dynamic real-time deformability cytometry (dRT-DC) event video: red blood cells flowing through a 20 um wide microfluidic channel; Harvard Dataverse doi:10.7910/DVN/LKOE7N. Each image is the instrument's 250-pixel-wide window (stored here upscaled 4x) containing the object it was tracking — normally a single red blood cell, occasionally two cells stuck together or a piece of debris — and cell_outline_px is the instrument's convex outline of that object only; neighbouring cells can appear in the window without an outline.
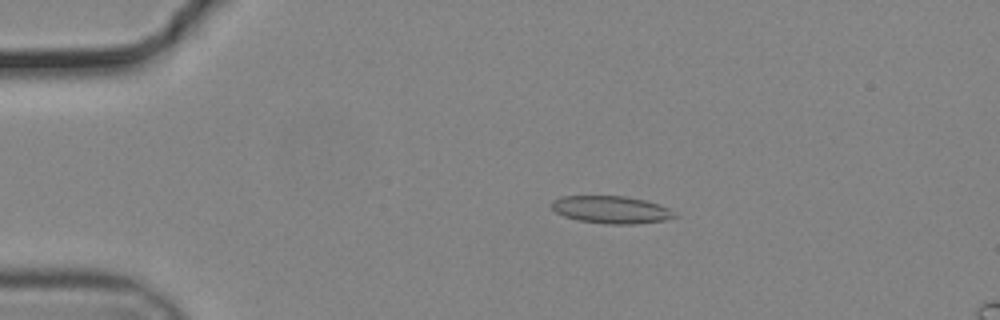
{"species": "common noctule bat (a hibernating species)", "species_latin": "Nyctalus noctula", "temperature_condition": "cold", "stored_images_in_passage": 56, "camera_frame_rate_fps": 3000, "um_per_image_px": 0.085, "animal": {"sex": "male", "body_mass_g": 19.2, "forearm_length_mm": 51.8}, "frame": {"image": 1, "passage_image": 12, "time_ms": 3.667, "image_size_px": [1000, 320], "cell_outline_px": [[680, 216], [664, 220], [636, 224], [608, 224], [580, 220], [564, 216], [556, 212], [552, 208], [552, 200], [560, 196], [624, 196], [644, 200], [660, 204], [668, 208]], "centroid_in_image_um": [51.97, 17.82], "position_along_channel_um": 33.0, "area_um2": 19.65}}
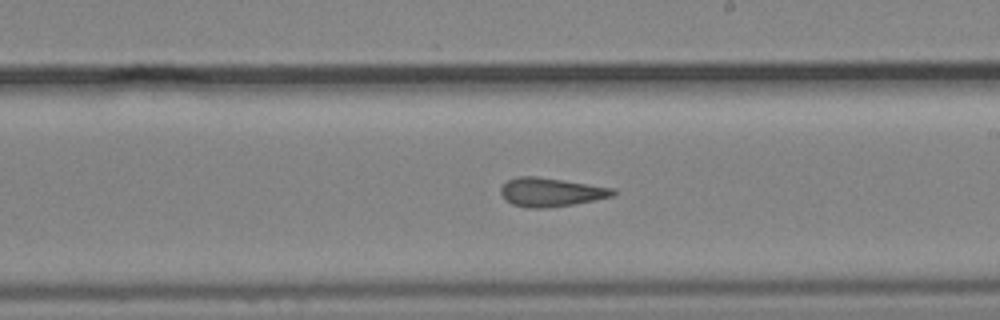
{"frame": {"image": 2, "passage_image": 33, "time_ms": 10.667, "image_size_px": [1000, 320], "cell_outline_px": [[616, 192], [612, 196], [572, 204], [544, 208], [528, 208], [512, 204], [500, 192], [500, 188], [508, 180], [516, 176], [536, 176], [564, 180], [616, 188]], "centroid_in_image_um": [46.82, 16.32], "position_along_channel_um": 242.2, "area_um2": 18.61}}
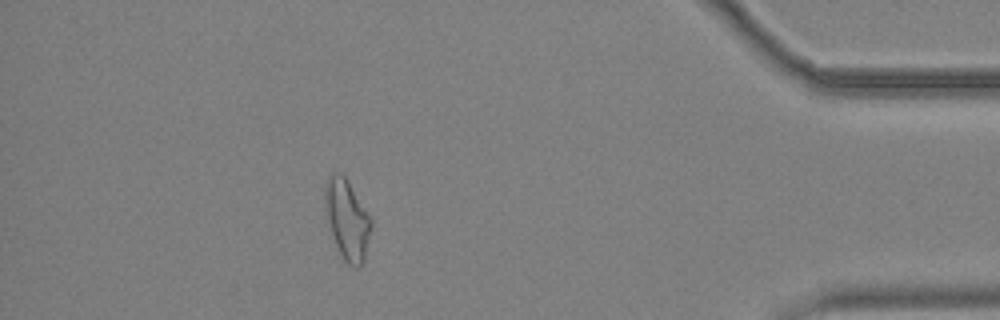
{"frame": {"image": 3, "passage_image": 50, "time_ms": 16.333, "image_size_px": [1000, 320], "cell_outline_px": [[372, 224], [364, 260], [360, 268], [356, 268], [348, 264], [344, 260], [332, 236], [324, 208], [324, 184], [328, 176], [332, 172], [340, 172], [344, 176], [372, 220]], "centroid_in_image_um": [29.48, 18.65], "position_along_channel_um": 405.7, "area_um2": 21.39}, "authors_computed_cell_mechanics": {"area_um2": 19.3052, "velocity_mm_per_s": 3.7064, "shape_relaxation_time_tau1_ms": null, "shape_relaxation_time_tau2_ms": 2.3485, "deformation_change_tau1": null, "deformation_change_tau2": 0.1142}}